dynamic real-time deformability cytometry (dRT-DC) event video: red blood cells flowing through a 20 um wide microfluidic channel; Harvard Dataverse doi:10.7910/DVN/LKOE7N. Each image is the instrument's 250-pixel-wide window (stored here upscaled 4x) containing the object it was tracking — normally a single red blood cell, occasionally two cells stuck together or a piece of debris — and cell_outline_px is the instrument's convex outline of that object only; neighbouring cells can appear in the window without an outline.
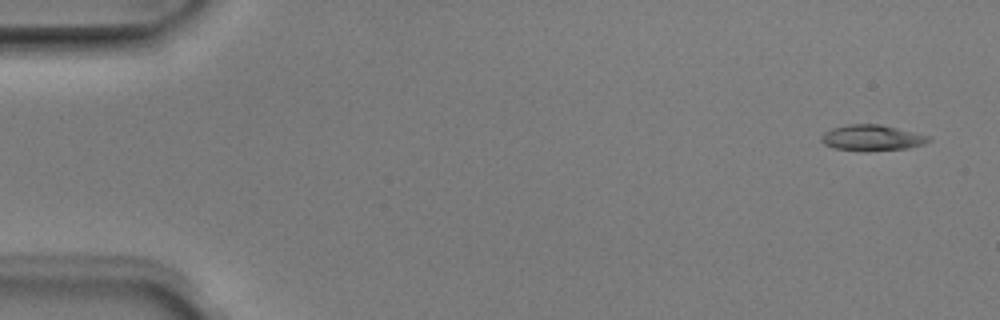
{"species": "Egyptian fruit bat (a non-hibernating species)", "species_latin": "Rousettus aegyptiacus", "temperature_condition": "room temperature", "stored_images_in_passage": 5, "camera_frame_rate_fps": 3000, "um_per_image_px": 0.085, "animal": {"sex": "male"}, "frame": {"image": 1, "passage_image": 1, "time_ms": 0.0, "image_size_px": [1000, 320], "cell_outline_px": [[932, 140], [924, 144], [908, 148], [864, 152], [832, 148], [824, 144], [820, 140], [820, 136], [824, 132], [832, 128], [848, 124], [880, 124], [932, 136]], "centroid_in_image_um": [74.11, 11.72], "position_along_channel_um": 10.9, "area_um2": 16.53}}
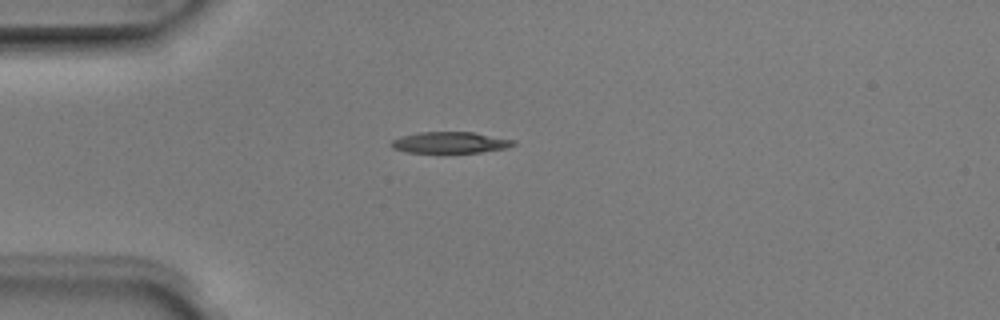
{"frame": {"image": 2, "passage_image": 4, "time_ms": 1.0, "image_size_px": [1000, 320], "cell_outline_px": [[516, 144], [508, 148], [480, 152], [444, 156], [404, 152], [392, 148], [388, 144], [392, 140], [400, 136], [420, 132], [472, 132], [516, 140]], "centroid_in_image_um": [38.2, 12.17], "position_along_channel_um": 46.8, "area_um2": 16.3}}